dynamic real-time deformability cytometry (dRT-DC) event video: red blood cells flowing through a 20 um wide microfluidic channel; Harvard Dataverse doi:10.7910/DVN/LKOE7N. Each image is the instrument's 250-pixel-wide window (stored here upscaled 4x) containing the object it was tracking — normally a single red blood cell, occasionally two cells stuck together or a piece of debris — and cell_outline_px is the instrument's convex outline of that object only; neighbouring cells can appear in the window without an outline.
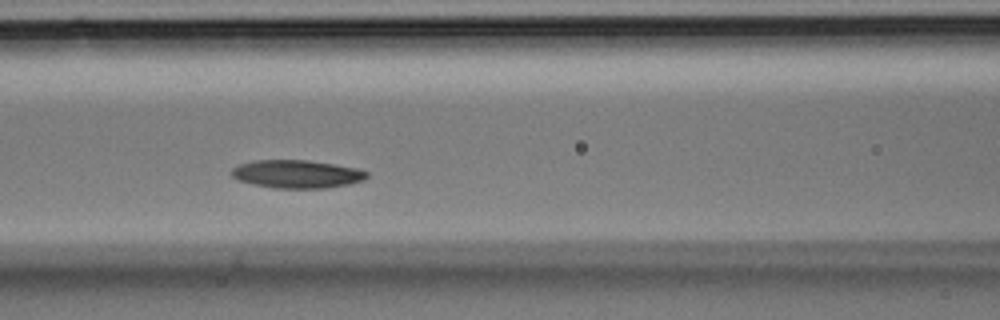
{"species": "Egyptian fruit bat (a non-hibernating species)", "species_latin": "Rousettus aegyptiacus", "temperature_condition": "room temperature", "stored_images_in_passage": 25, "camera_frame_rate_fps": 3000, "um_per_image_px": 0.085, "animal": {"sex": "male"}, "frame": {"image": 1, "passage_image": 11, "time_ms": 3.333, "image_size_px": [1000, 320], "cell_outline_px": [[364, 176], [352, 180], [332, 184], [272, 184], [240, 176], [236, 172], [260, 164], [320, 164], [364, 172]], "centroid_in_image_um": [25.48, 14.79], "position_along_channel_um": 141.1, "area_um2": 14.51}}
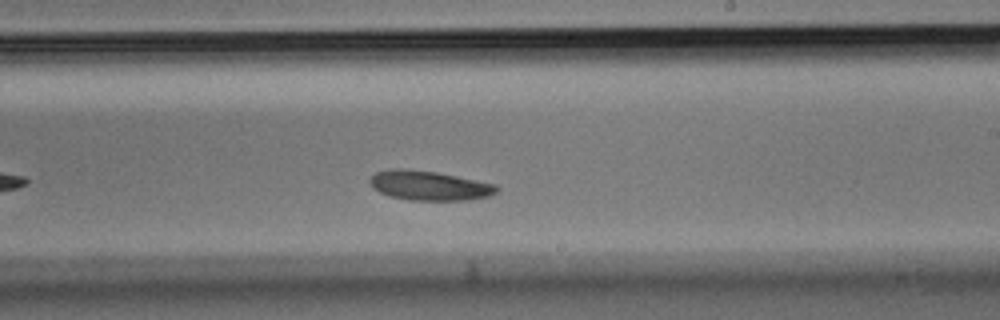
{"frame": {"image": 2, "passage_image": 17, "time_ms": 5.333, "image_size_px": [1000, 320], "cell_outline_px": [[492, 188], [488, 192], [472, 196], [408, 196], [388, 192], [380, 188], [376, 184], [376, 180], [392, 172], [420, 172], [444, 176], [480, 184]], "centroid_in_image_um": [36.43, 15.74], "position_along_channel_um": 252.6, "area_um2": 14.68}}
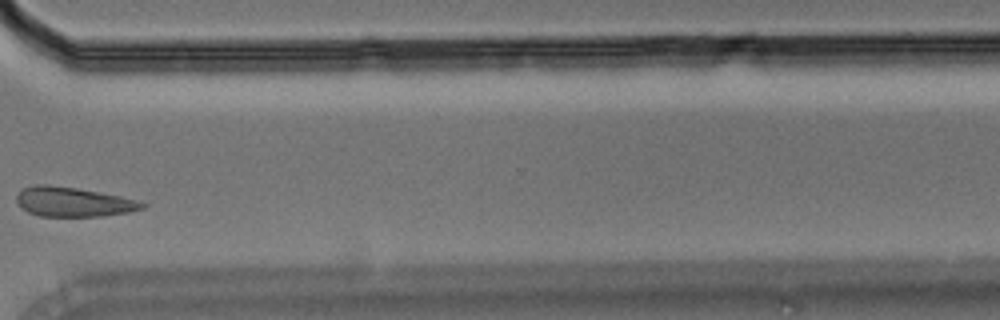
{"frame": {"image": 3, "passage_image": 23, "time_ms": 7.333, "image_size_px": [1000, 320], "cell_outline_px": [[132, 208], [112, 212], [80, 216], [60, 216], [36, 188], [64, 188], [88, 192], [104, 196]], "centroid_in_image_um": [6.75, 17.2], "position_along_channel_um": 363.9, "area_um2": 11.79}}